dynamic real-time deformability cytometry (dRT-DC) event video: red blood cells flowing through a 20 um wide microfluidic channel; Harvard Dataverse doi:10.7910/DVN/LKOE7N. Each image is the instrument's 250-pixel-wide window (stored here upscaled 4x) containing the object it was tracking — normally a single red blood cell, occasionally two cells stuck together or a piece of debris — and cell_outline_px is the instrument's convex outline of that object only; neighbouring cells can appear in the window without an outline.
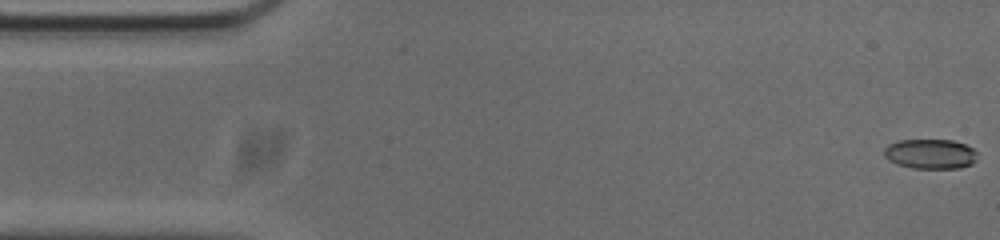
{"species": "common noctule bat (a hibernating species)", "species_latin": "Nyctalus noctula", "temperature_condition": "cold", "stored_images_in_passage": 53, "camera_frame_rate_fps": 3000, "um_per_image_px": 0.085, "animal": {"sex": "male", "body_mass_g": 20.0, "forearm_length_mm": 53.3}, "frame": {"image": 1, "passage_image": 1, "time_ms": 0.0, "image_size_px": [1000, 240], "cell_outline_px": [[976, 160], [972, 164], [960, 168], [912, 168], [900, 164], [884, 156], [884, 148], [888, 144], [900, 140], [952, 140], [964, 144], [972, 148], [976, 152]], "centroid_in_image_um": [79.1, 13.08], "position_along_channel_um": 5.9, "area_um2": 16.01}}
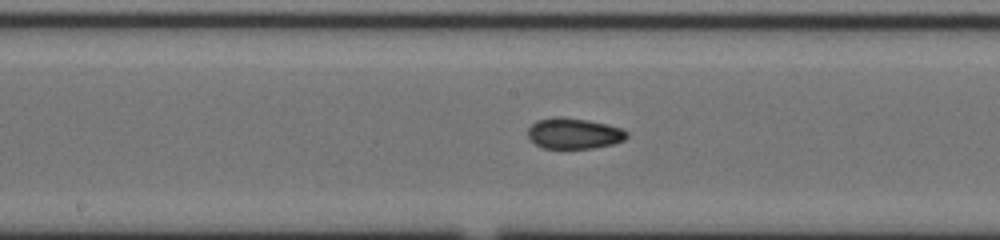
{"frame": {"image": 2, "passage_image": 26, "time_ms": 8.333, "image_size_px": [1000, 240], "cell_outline_px": [[628, 136], [624, 140], [612, 144], [592, 148], [544, 148], [536, 144], [528, 136], [528, 128], [536, 120], [556, 116], [560, 116], [588, 120], [620, 128], [628, 132]], "centroid_in_image_um": [48.76, 11.33], "position_along_channel_um": 199.4, "area_um2": 17.63}}
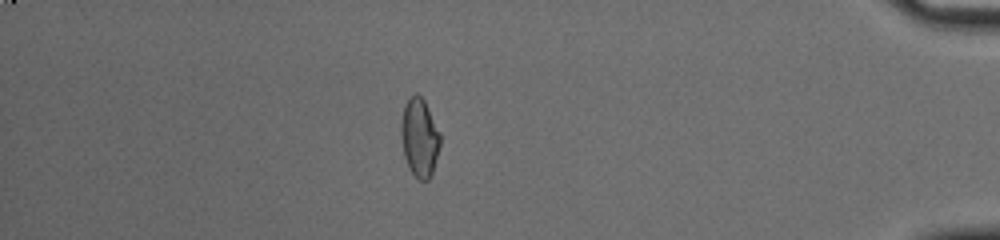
{"frame": {"image": 3, "passage_image": 46, "time_ms": 15.0, "image_size_px": [1000, 240], "cell_outline_px": [[440, 144], [432, 172], [428, 180], [420, 180], [412, 172], [404, 156], [400, 132], [400, 124], [404, 104], [416, 92], [424, 100], [440, 136]], "centroid_in_image_um": [35.63, 11.68], "position_along_channel_um": 399.6, "area_um2": 17.46}, "authors_computed_cell_mechanics": {"area_um2": 17.34, "velocity_mm_per_s": 3.7696, "shape_relaxation_time_tau1_ms": null, "shape_relaxation_time_tau2_ms": 2.6929, "deformation_change_tau1": null, "deformation_change_tau2": 0.0684}}